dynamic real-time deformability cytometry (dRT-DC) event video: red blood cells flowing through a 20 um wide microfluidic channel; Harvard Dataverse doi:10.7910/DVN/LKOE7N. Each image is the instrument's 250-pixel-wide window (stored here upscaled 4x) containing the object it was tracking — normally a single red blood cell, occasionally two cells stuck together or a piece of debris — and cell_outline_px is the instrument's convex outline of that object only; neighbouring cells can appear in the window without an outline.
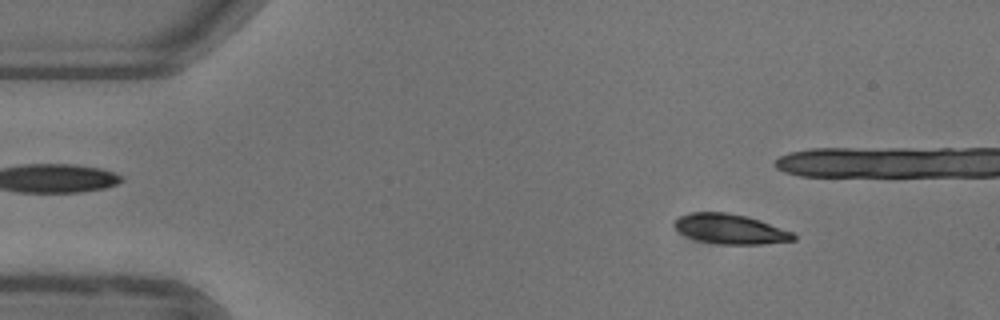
{"species": "common noctule bat (a hibernating species)", "species_latin": "Nyctalus noctula", "temperature_condition": "warm", "stored_images_in_passage": 15, "camera_frame_rate_fps": 3000, "um_per_image_px": 0.085, "animal": {"sex": "female"}, "frame": {"image": 1, "passage_image": 7, "time_ms": 2.0, "image_size_px": [1000, 320], "cell_outline_px": [[796, 240], [760, 244], [720, 244], [700, 240], [688, 236], [680, 232], [672, 224], [672, 220], [680, 216], [692, 212], [728, 212], [748, 216], [760, 220], [792, 232], [796, 236]], "centroid_in_image_um": [62.06, 19.45], "position_along_channel_um": 22.9, "area_um2": 20.63}}